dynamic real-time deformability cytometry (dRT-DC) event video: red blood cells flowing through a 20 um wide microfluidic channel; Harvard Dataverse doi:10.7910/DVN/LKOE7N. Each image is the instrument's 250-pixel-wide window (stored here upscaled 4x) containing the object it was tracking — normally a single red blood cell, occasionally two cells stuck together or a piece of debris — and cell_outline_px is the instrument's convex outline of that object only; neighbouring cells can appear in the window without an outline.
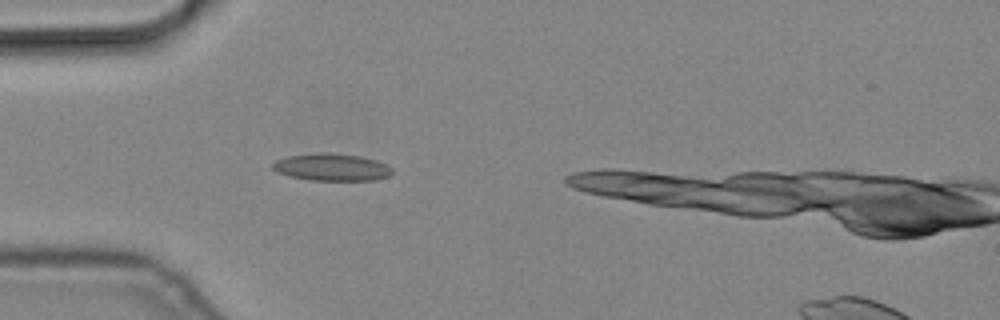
{"species": "common noctule bat (a hibernating species)", "species_latin": "Nyctalus noctula", "temperature_condition": "cold", "stored_images_in_passage": 5, "camera_frame_rate_fps": 3000, "um_per_image_px": 0.085, "animal": {"sex": "male", "body_mass_g": 19.2, "forearm_length_mm": 51.8}, "frame": {"image": 1, "passage_image": 4, "time_ms": 1.0, "image_size_px": [1000, 320], "cell_outline_px": [[392, 172], [388, 176], [372, 180], [312, 180], [288, 176], [276, 172], [272, 168], [272, 164], [276, 160], [288, 156], [320, 152], [324, 152], [360, 156], [376, 160], [392, 168]], "centroid_in_image_um": [28.15, 14.21], "position_along_channel_um": 56.8, "area_um2": 18.84}}